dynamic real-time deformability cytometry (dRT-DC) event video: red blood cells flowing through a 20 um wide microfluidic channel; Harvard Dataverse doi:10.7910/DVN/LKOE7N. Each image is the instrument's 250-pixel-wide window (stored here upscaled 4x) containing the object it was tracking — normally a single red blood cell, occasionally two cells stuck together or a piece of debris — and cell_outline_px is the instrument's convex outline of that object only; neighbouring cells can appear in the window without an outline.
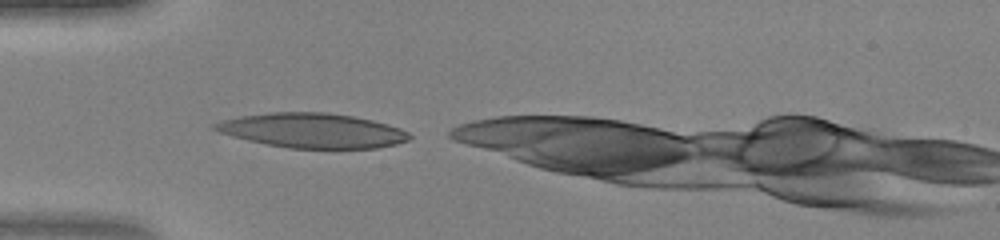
{"species": "human", "species_latin": "Homo sapiens", "temperature_condition": "warm", "stored_images_in_passage": 19, "camera_frame_rate_fps": 3000, "um_per_image_px": 0.085, "donor": {"sex": "female"}, "frame": {"image": 1, "passage_image": 1, "time_ms": 0.0, "image_size_px": [1000, 240], "cell_outline_px": [[412, 136], [408, 140], [396, 144], [376, 148], [332, 152], [288, 148], [248, 140], [232, 136], [208, 128], [212, 124], [220, 120], [240, 116], [268, 112], [324, 112], [352, 116], [372, 120], [388, 124], [400, 128], [408, 132]], "centroid_in_image_um": [26.57, 11.14], "position_along_channel_um": 58.4, "area_um2": 40.58}}
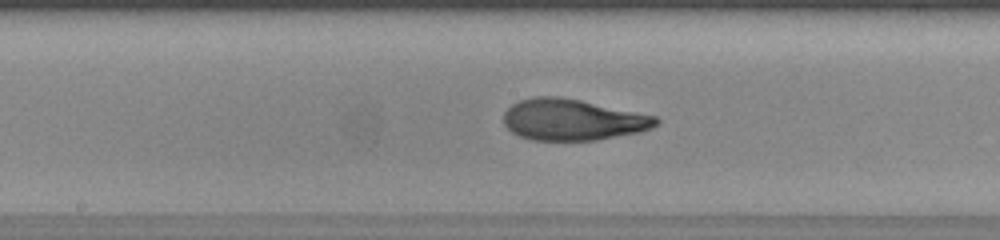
{"frame": {"image": 2, "passage_image": 11, "time_ms": 3.333, "image_size_px": [1000, 240], "cell_outline_px": [[660, 124], [652, 128], [640, 132], [596, 140], [532, 140], [520, 136], [512, 132], [504, 124], [504, 112], [512, 104], [520, 100], [532, 96], [560, 96], [580, 100], [656, 116], [660, 120]], "centroid_in_image_um": [48.68, 10.17], "position_along_channel_um": 199.5, "area_um2": 36.7}}
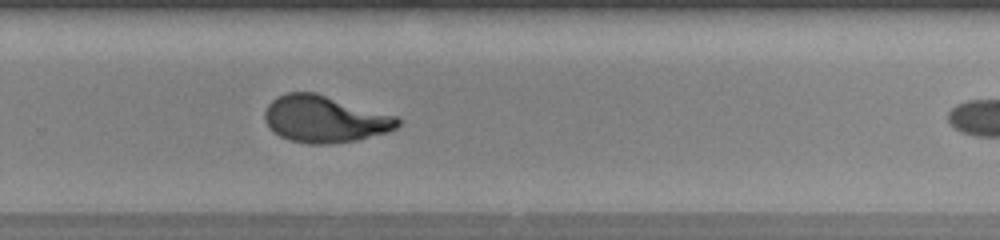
{"frame": {"image": 3, "passage_image": 18, "time_ms": 5.667, "image_size_px": [1000, 240], "cell_outline_px": [[404, 120], [396, 128], [388, 132], [356, 140], [328, 144], [308, 144], [288, 140], [272, 132], [268, 128], [264, 120], [264, 112], [268, 104], [276, 96], [288, 92], [316, 92], [396, 116]], "centroid_in_image_um": [27.58, 10.12], "position_along_channel_um": 302.2, "area_um2": 36.65}}